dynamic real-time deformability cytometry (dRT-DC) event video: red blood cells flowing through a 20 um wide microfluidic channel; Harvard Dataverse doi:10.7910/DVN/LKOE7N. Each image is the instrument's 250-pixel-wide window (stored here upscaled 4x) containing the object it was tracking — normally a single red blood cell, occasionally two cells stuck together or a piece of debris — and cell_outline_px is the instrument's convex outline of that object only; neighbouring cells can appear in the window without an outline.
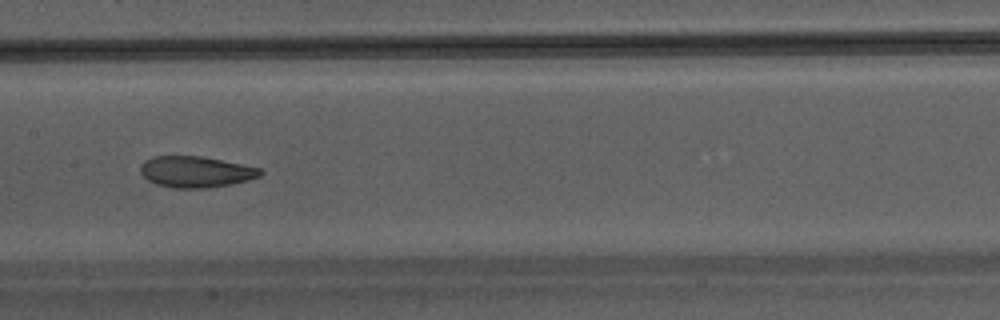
{"species": "Egyptian fruit bat (a non-hibernating species)", "species_latin": "Rousettus aegyptiacus", "temperature_condition": "warm", "stored_images_in_passage": 32, "camera_frame_rate_fps": 3000, "um_per_image_px": 0.085, "animal": {"sex": "male"}, "frame": {"image": 1, "passage_image": 10, "time_ms": 3.0, "image_size_px": [1000, 320], "cell_outline_px": [[264, 172], [260, 176], [248, 180], [232, 184], [204, 188], [172, 188], [156, 184], [148, 180], [140, 172], [140, 164], [144, 160], [152, 156], [200, 156], [260, 168]], "centroid_in_image_um": [16.61, 14.6], "position_along_channel_um": 190.8, "area_um2": 21.73}}